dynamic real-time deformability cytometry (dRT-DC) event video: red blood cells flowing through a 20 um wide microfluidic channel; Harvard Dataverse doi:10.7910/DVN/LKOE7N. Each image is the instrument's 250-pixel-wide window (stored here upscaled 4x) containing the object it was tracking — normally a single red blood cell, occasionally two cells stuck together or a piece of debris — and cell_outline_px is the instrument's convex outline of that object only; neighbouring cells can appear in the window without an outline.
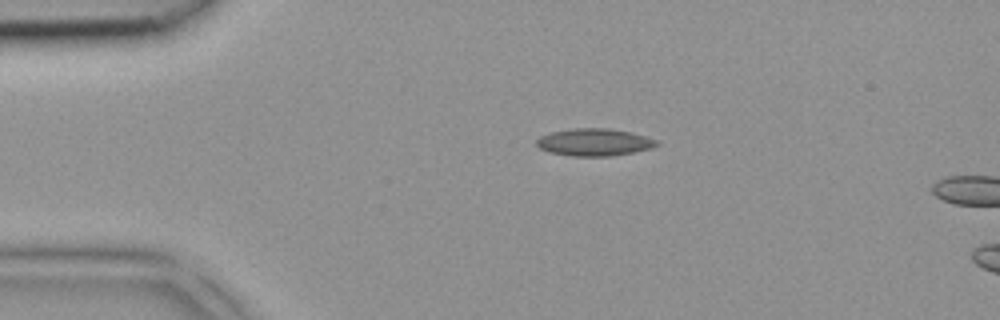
{"species": "common noctule bat (a hibernating species)", "species_latin": "Nyctalus noctula", "temperature_condition": "room temperature", "stored_images_in_passage": 2, "camera_frame_rate_fps": 3000, "um_per_image_px": 0.085, "animal": {"sex": "female", "body_mass_g": 18.4}, "frame": {"image": 1, "passage_image": 1, "time_ms": 0.0, "image_size_px": [1000, 320], "cell_outline_px": [[660, 144], [652, 148], [612, 156], [572, 156], [548, 152], [540, 148], [536, 144], [536, 140], [540, 136], [552, 132], [572, 128], [608, 128], [632, 132], [656, 140]], "centroid_in_image_um": [50.5, 12.09], "position_along_channel_um": 34.5, "area_um2": 19.13}}